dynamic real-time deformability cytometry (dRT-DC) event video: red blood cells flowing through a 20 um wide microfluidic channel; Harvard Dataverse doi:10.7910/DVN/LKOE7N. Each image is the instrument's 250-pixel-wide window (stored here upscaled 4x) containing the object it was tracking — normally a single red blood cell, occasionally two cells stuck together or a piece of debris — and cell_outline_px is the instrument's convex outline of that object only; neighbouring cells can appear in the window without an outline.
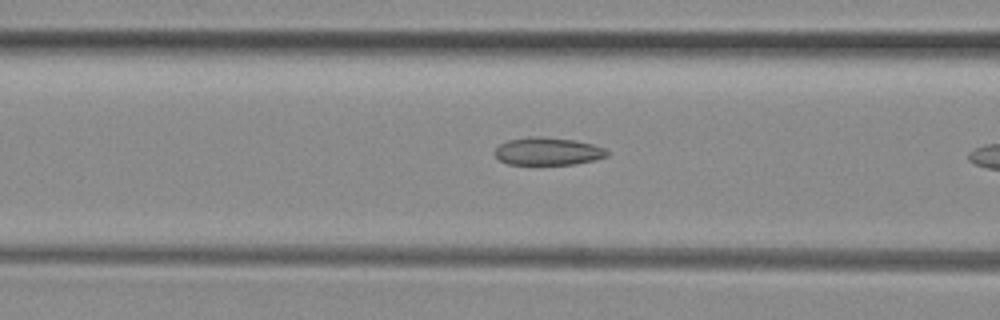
{"species": "common noctule bat (a hibernating species)", "species_latin": "Nyctalus noctula", "temperature_condition": "room temperature", "stored_images_in_passage": 8, "camera_frame_rate_fps": 3000, "um_per_image_px": 0.085, "animal": {"sex": "female", "body_mass_g": 29.2, "forearm_length_mm": 56.3}, "frame": {"image": 1, "passage_image": 6, "time_ms": 1.667, "image_size_px": [1000, 320], "cell_outline_px": [[608, 156], [592, 160], [572, 164], [508, 164], [500, 160], [492, 152], [500, 144], [508, 140], [536, 136], [572, 140], [592, 144], [604, 148], [608, 152]], "centroid_in_image_um": [46.53, 12.86], "position_along_channel_um": 120.1, "area_um2": 17.8}}